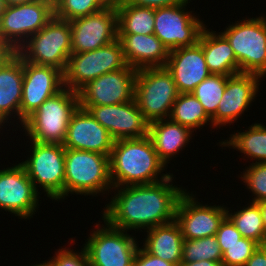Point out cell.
I'll list each match as a JSON object with an SVG mask.
<instances>
[{
  "label": "cell",
  "instance_id": "ba28073f",
  "mask_svg": "<svg viewBox=\"0 0 266 266\" xmlns=\"http://www.w3.org/2000/svg\"><path fill=\"white\" fill-rule=\"evenodd\" d=\"M128 66L118 38L96 50L72 53L63 72L64 87L78 91L99 76Z\"/></svg>",
  "mask_w": 266,
  "mask_h": 266
},
{
  "label": "cell",
  "instance_id": "f35d334b",
  "mask_svg": "<svg viewBox=\"0 0 266 266\" xmlns=\"http://www.w3.org/2000/svg\"><path fill=\"white\" fill-rule=\"evenodd\" d=\"M189 0H123L124 3L145 6L149 8H161L167 6H174L182 3H188Z\"/></svg>",
  "mask_w": 266,
  "mask_h": 266
},
{
  "label": "cell",
  "instance_id": "ee69618b",
  "mask_svg": "<svg viewBox=\"0 0 266 266\" xmlns=\"http://www.w3.org/2000/svg\"><path fill=\"white\" fill-rule=\"evenodd\" d=\"M33 1L35 0H5L7 6L16 5V4H24V3H29Z\"/></svg>",
  "mask_w": 266,
  "mask_h": 266
},
{
  "label": "cell",
  "instance_id": "7a4b0ae2",
  "mask_svg": "<svg viewBox=\"0 0 266 266\" xmlns=\"http://www.w3.org/2000/svg\"><path fill=\"white\" fill-rule=\"evenodd\" d=\"M109 165L113 187L152 184L171 175L166 173L158 179L166 165L158 157L149 136L115 140Z\"/></svg>",
  "mask_w": 266,
  "mask_h": 266
},
{
  "label": "cell",
  "instance_id": "836d02e7",
  "mask_svg": "<svg viewBox=\"0 0 266 266\" xmlns=\"http://www.w3.org/2000/svg\"><path fill=\"white\" fill-rule=\"evenodd\" d=\"M224 266H244L259 244L251 239L241 237L233 245H219Z\"/></svg>",
  "mask_w": 266,
  "mask_h": 266
},
{
  "label": "cell",
  "instance_id": "2e32d148",
  "mask_svg": "<svg viewBox=\"0 0 266 266\" xmlns=\"http://www.w3.org/2000/svg\"><path fill=\"white\" fill-rule=\"evenodd\" d=\"M64 88L63 72L53 66L37 65L23 60L21 123L48 98Z\"/></svg>",
  "mask_w": 266,
  "mask_h": 266
},
{
  "label": "cell",
  "instance_id": "4dcf8cb0",
  "mask_svg": "<svg viewBox=\"0 0 266 266\" xmlns=\"http://www.w3.org/2000/svg\"><path fill=\"white\" fill-rule=\"evenodd\" d=\"M228 77L211 74L196 86L192 92L203 105L205 112L210 118L216 113L219 102L224 94Z\"/></svg>",
  "mask_w": 266,
  "mask_h": 266
},
{
  "label": "cell",
  "instance_id": "7402d4cb",
  "mask_svg": "<svg viewBox=\"0 0 266 266\" xmlns=\"http://www.w3.org/2000/svg\"><path fill=\"white\" fill-rule=\"evenodd\" d=\"M125 60L134 69L165 67L169 50L155 34H118Z\"/></svg>",
  "mask_w": 266,
  "mask_h": 266
},
{
  "label": "cell",
  "instance_id": "83f0119b",
  "mask_svg": "<svg viewBox=\"0 0 266 266\" xmlns=\"http://www.w3.org/2000/svg\"><path fill=\"white\" fill-rule=\"evenodd\" d=\"M249 130L238 132L229 137V141L221 142L224 147L232 146L240 152L256 160L255 163L266 162V126L260 123L251 125Z\"/></svg>",
  "mask_w": 266,
  "mask_h": 266
},
{
  "label": "cell",
  "instance_id": "c3c4849f",
  "mask_svg": "<svg viewBox=\"0 0 266 266\" xmlns=\"http://www.w3.org/2000/svg\"><path fill=\"white\" fill-rule=\"evenodd\" d=\"M47 1H50V2H52L53 4H55V2H56L57 0H47Z\"/></svg>",
  "mask_w": 266,
  "mask_h": 266
},
{
  "label": "cell",
  "instance_id": "8d00e7d4",
  "mask_svg": "<svg viewBox=\"0 0 266 266\" xmlns=\"http://www.w3.org/2000/svg\"><path fill=\"white\" fill-rule=\"evenodd\" d=\"M219 245H233L242 237L232 221L226 216L215 234Z\"/></svg>",
  "mask_w": 266,
  "mask_h": 266
},
{
  "label": "cell",
  "instance_id": "d6986e66",
  "mask_svg": "<svg viewBox=\"0 0 266 266\" xmlns=\"http://www.w3.org/2000/svg\"><path fill=\"white\" fill-rule=\"evenodd\" d=\"M261 76L238 73L227 78L226 88L216 113L211 117L212 127L224 126L236 121L247 111L256 97Z\"/></svg>",
  "mask_w": 266,
  "mask_h": 266
},
{
  "label": "cell",
  "instance_id": "9c48e42d",
  "mask_svg": "<svg viewBox=\"0 0 266 266\" xmlns=\"http://www.w3.org/2000/svg\"><path fill=\"white\" fill-rule=\"evenodd\" d=\"M31 141L32 156L21 164L24 166L33 186L43 187L47 197L53 200L64 199L65 148L59 143ZM39 184V186H37Z\"/></svg>",
  "mask_w": 266,
  "mask_h": 266
},
{
  "label": "cell",
  "instance_id": "d6a6232c",
  "mask_svg": "<svg viewBox=\"0 0 266 266\" xmlns=\"http://www.w3.org/2000/svg\"><path fill=\"white\" fill-rule=\"evenodd\" d=\"M111 4L109 0H57L54 4V16L71 21L98 12Z\"/></svg>",
  "mask_w": 266,
  "mask_h": 266
},
{
  "label": "cell",
  "instance_id": "d4e9b609",
  "mask_svg": "<svg viewBox=\"0 0 266 266\" xmlns=\"http://www.w3.org/2000/svg\"><path fill=\"white\" fill-rule=\"evenodd\" d=\"M146 237L143 249L147 253L180 266L184 238L175 220L148 229Z\"/></svg>",
  "mask_w": 266,
  "mask_h": 266
},
{
  "label": "cell",
  "instance_id": "8992f818",
  "mask_svg": "<svg viewBox=\"0 0 266 266\" xmlns=\"http://www.w3.org/2000/svg\"><path fill=\"white\" fill-rule=\"evenodd\" d=\"M71 41L70 22L54 16L25 41L17 54L26 62L53 66L64 72L72 54Z\"/></svg>",
  "mask_w": 266,
  "mask_h": 266
},
{
  "label": "cell",
  "instance_id": "277c9868",
  "mask_svg": "<svg viewBox=\"0 0 266 266\" xmlns=\"http://www.w3.org/2000/svg\"><path fill=\"white\" fill-rule=\"evenodd\" d=\"M108 189H113L109 156L65 148L64 198L69 193L93 196Z\"/></svg>",
  "mask_w": 266,
  "mask_h": 266
},
{
  "label": "cell",
  "instance_id": "d590c367",
  "mask_svg": "<svg viewBox=\"0 0 266 266\" xmlns=\"http://www.w3.org/2000/svg\"><path fill=\"white\" fill-rule=\"evenodd\" d=\"M83 250V251H82ZM75 253L66 248L59 249L53 259L45 261L46 266H90L85 248Z\"/></svg>",
  "mask_w": 266,
  "mask_h": 266
},
{
  "label": "cell",
  "instance_id": "8fae6325",
  "mask_svg": "<svg viewBox=\"0 0 266 266\" xmlns=\"http://www.w3.org/2000/svg\"><path fill=\"white\" fill-rule=\"evenodd\" d=\"M104 223L106 226L103 228L96 224L97 230L91 233L84 246L89 265L133 266L139 248L134 236L131 237L125 230L114 228L105 221Z\"/></svg>",
  "mask_w": 266,
  "mask_h": 266
},
{
  "label": "cell",
  "instance_id": "7dc6e473",
  "mask_svg": "<svg viewBox=\"0 0 266 266\" xmlns=\"http://www.w3.org/2000/svg\"><path fill=\"white\" fill-rule=\"evenodd\" d=\"M33 266H46V265H45V262H43V263L36 264V265H33Z\"/></svg>",
  "mask_w": 266,
  "mask_h": 266
},
{
  "label": "cell",
  "instance_id": "484cf974",
  "mask_svg": "<svg viewBox=\"0 0 266 266\" xmlns=\"http://www.w3.org/2000/svg\"><path fill=\"white\" fill-rule=\"evenodd\" d=\"M165 121V122H164ZM192 131L170 118L149 123L148 136L150 137L158 157L167 165L170 158L179 153L192 138Z\"/></svg>",
  "mask_w": 266,
  "mask_h": 266
},
{
  "label": "cell",
  "instance_id": "52a82bcc",
  "mask_svg": "<svg viewBox=\"0 0 266 266\" xmlns=\"http://www.w3.org/2000/svg\"><path fill=\"white\" fill-rule=\"evenodd\" d=\"M244 20V21H243ZM236 56L240 73L266 75V17L242 19L221 32Z\"/></svg>",
  "mask_w": 266,
  "mask_h": 266
},
{
  "label": "cell",
  "instance_id": "4fadbf2b",
  "mask_svg": "<svg viewBox=\"0 0 266 266\" xmlns=\"http://www.w3.org/2000/svg\"><path fill=\"white\" fill-rule=\"evenodd\" d=\"M69 22L71 26L72 53L96 50L115 41L118 37L115 4Z\"/></svg>",
  "mask_w": 266,
  "mask_h": 266
},
{
  "label": "cell",
  "instance_id": "9a60e30c",
  "mask_svg": "<svg viewBox=\"0 0 266 266\" xmlns=\"http://www.w3.org/2000/svg\"><path fill=\"white\" fill-rule=\"evenodd\" d=\"M106 129L114 140L148 136L149 122L135 99L115 105H79Z\"/></svg>",
  "mask_w": 266,
  "mask_h": 266
},
{
  "label": "cell",
  "instance_id": "ffe728a7",
  "mask_svg": "<svg viewBox=\"0 0 266 266\" xmlns=\"http://www.w3.org/2000/svg\"><path fill=\"white\" fill-rule=\"evenodd\" d=\"M114 141L109 131L79 106L71 117L63 147L110 156Z\"/></svg>",
  "mask_w": 266,
  "mask_h": 266
},
{
  "label": "cell",
  "instance_id": "f1b7e54d",
  "mask_svg": "<svg viewBox=\"0 0 266 266\" xmlns=\"http://www.w3.org/2000/svg\"><path fill=\"white\" fill-rule=\"evenodd\" d=\"M172 121L187 127L192 132L207 122L212 124L211 118L205 112L203 105L193 93H179L169 117ZM194 129V130H193Z\"/></svg>",
  "mask_w": 266,
  "mask_h": 266
},
{
  "label": "cell",
  "instance_id": "cb8c5ba5",
  "mask_svg": "<svg viewBox=\"0 0 266 266\" xmlns=\"http://www.w3.org/2000/svg\"><path fill=\"white\" fill-rule=\"evenodd\" d=\"M202 30L198 42L201 44L207 68L211 74L232 76L240 73L234 51L227 38L219 32Z\"/></svg>",
  "mask_w": 266,
  "mask_h": 266
},
{
  "label": "cell",
  "instance_id": "7c38bea8",
  "mask_svg": "<svg viewBox=\"0 0 266 266\" xmlns=\"http://www.w3.org/2000/svg\"><path fill=\"white\" fill-rule=\"evenodd\" d=\"M186 4L154 9V34L169 51L196 44L205 27L192 11L185 12Z\"/></svg>",
  "mask_w": 266,
  "mask_h": 266
},
{
  "label": "cell",
  "instance_id": "bcb514c9",
  "mask_svg": "<svg viewBox=\"0 0 266 266\" xmlns=\"http://www.w3.org/2000/svg\"><path fill=\"white\" fill-rule=\"evenodd\" d=\"M112 4H116V3H118V2H121V1H123V0H109Z\"/></svg>",
  "mask_w": 266,
  "mask_h": 266
},
{
  "label": "cell",
  "instance_id": "30bf717a",
  "mask_svg": "<svg viewBox=\"0 0 266 266\" xmlns=\"http://www.w3.org/2000/svg\"><path fill=\"white\" fill-rule=\"evenodd\" d=\"M54 17V4L47 0L10 5L0 17V37L18 49Z\"/></svg>",
  "mask_w": 266,
  "mask_h": 266
},
{
  "label": "cell",
  "instance_id": "44dd1931",
  "mask_svg": "<svg viewBox=\"0 0 266 266\" xmlns=\"http://www.w3.org/2000/svg\"><path fill=\"white\" fill-rule=\"evenodd\" d=\"M165 68L172 75L179 93H192L211 75L199 42L170 50Z\"/></svg>",
  "mask_w": 266,
  "mask_h": 266
},
{
  "label": "cell",
  "instance_id": "e575fe53",
  "mask_svg": "<svg viewBox=\"0 0 266 266\" xmlns=\"http://www.w3.org/2000/svg\"><path fill=\"white\" fill-rule=\"evenodd\" d=\"M241 178L247 188L256 196L252 199L253 203L266 200V162L251 163Z\"/></svg>",
  "mask_w": 266,
  "mask_h": 266
},
{
  "label": "cell",
  "instance_id": "7bdbcfd3",
  "mask_svg": "<svg viewBox=\"0 0 266 266\" xmlns=\"http://www.w3.org/2000/svg\"><path fill=\"white\" fill-rule=\"evenodd\" d=\"M261 211V215H262V221L264 224V229H265V234H266V200L261 201V202H257L256 203Z\"/></svg>",
  "mask_w": 266,
  "mask_h": 266
},
{
  "label": "cell",
  "instance_id": "e0dca14e",
  "mask_svg": "<svg viewBox=\"0 0 266 266\" xmlns=\"http://www.w3.org/2000/svg\"><path fill=\"white\" fill-rule=\"evenodd\" d=\"M38 193L24 166L0 170V208L24 219L33 217L38 207Z\"/></svg>",
  "mask_w": 266,
  "mask_h": 266
},
{
  "label": "cell",
  "instance_id": "5b68a950",
  "mask_svg": "<svg viewBox=\"0 0 266 266\" xmlns=\"http://www.w3.org/2000/svg\"><path fill=\"white\" fill-rule=\"evenodd\" d=\"M178 95L173 77L165 67L137 70L134 99L149 123L169 118Z\"/></svg>",
  "mask_w": 266,
  "mask_h": 266
},
{
  "label": "cell",
  "instance_id": "74e56055",
  "mask_svg": "<svg viewBox=\"0 0 266 266\" xmlns=\"http://www.w3.org/2000/svg\"><path fill=\"white\" fill-rule=\"evenodd\" d=\"M133 266H176L168 261L147 253L142 247L138 248L133 260Z\"/></svg>",
  "mask_w": 266,
  "mask_h": 266
},
{
  "label": "cell",
  "instance_id": "b9f144b4",
  "mask_svg": "<svg viewBox=\"0 0 266 266\" xmlns=\"http://www.w3.org/2000/svg\"><path fill=\"white\" fill-rule=\"evenodd\" d=\"M180 266H224L222 262L201 260L194 262H181Z\"/></svg>",
  "mask_w": 266,
  "mask_h": 266
},
{
  "label": "cell",
  "instance_id": "603a6c76",
  "mask_svg": "<svg viewBox=\"0 0 266 266\" xmlns=\"http://www.w3.org/2000/svg\"><path fill=\"white\" fill-rule=\"evenodd\" d=\"M23 59L16 54L0 65V126L13 113L21 122ZM6 120V121H5ZM0 127V128H1Z\"/></svg>",
  "mask_w": 266,
  "mask_h": 266
},
{
  "label": "cell",
  "instance_id": "1f68e13d",
  "mask_svg": "<svg viewBox=\"0 0 266 266\" xmlns=\"http://www.w3.org/2000/svg\"><path fill=\"white\" fill-rule=\"evenodd\" d=\"M201 260L222 262V252L215 235L200 239H184L182 262Z\"/></svg>",
  "mask_w": 266,
  "mask_h": 266
},
{
  "label": "cell",
  "instance_id": "ac0fdd59",
  "mask_svg": "<svg viewBox=\"0 0 266 266\" xmlns=\"http://www.w3.org/2000/svg\"><path fill=\"white\" fill-rule=\"evenodd\" d=\"M185 192L179 199L175 221L178 223L184 239H200L214 236L220 223L226 217L227 207L201 205Z\"/></svg>",
  "mask_w": 266,
  "mask_h": 266
},
{
  "label": "cell",
  "instance_id": "5bb4252c",
  "mask_svg": "<svg viewBox=\"0 0 266 266\" xmlns=\"http://www.w3.org/2000/svg\"><path fill=\"white\" fill-rule=\"evenodd\" d=\"M137 69L127 66L87 82L77 93L79 105H115L134 99Z\"/></svg>",
  "mask_w": 266,
  "mask_h": 266
},
{
  "label": "cell",
  "instance_id": "6da1fadb",
  "mask_svg": "<svg viewBox=\"0 0 266 266\" xmlns=\"http://www.w3.org/2000/svg\"><path fill=\"white\" fill-rule=\"evenodd\" d=\"M172 178L170 175L152 184L113 187L118 192L104 209L103 221L125 231L148 230L174 221L179 199L186 190L170 184Z\"/></svg>",
  "mask_w": 266,
  "mask_h": 266
},
{
  "label": "cell",
  "instance_id": "ab89813d",
  "mask_svg": "<svg viewBox=\"0 0 266 266\" xmlns=\"http://www.w3.org/2000/svg\"><path fill=\"white\" fill-rule=\"evenodd\" d=\"M244 266H266V245H259Z\"/></svg>",
  "mask_w": 266,
  "mask_h": 266
},
{
  "label": "cell",
  "instance_id": "f546056e",
  "mask_svg": "<svg viewBox=\"0 0 266 266\" xmlns=\"http://www.w3.org/2000/svg\"><path fill=\"white\" fill-rule=\"evenodd\" d=\"M226 216L232 221L242 237L251 239L259 245H266L262 215L256 203L251 202L248 207H244L234 214L229 213L227 209Z\"/></svg>",
  "mask_w": 266,
  "mask_h": 266
},
{
  "label": "cell",
  "instance_id": "3957f363",
  "mask_svg": "<svg viewBox=\"0 0 266 266\" xmlns=\"http://www.w3.org/2000/svg\"><path fill=\"white\" fill-rule=\"evenodd\" d=\"M78 107V93L64 87L46 99L22 127L32 141L63 144L71 117Z\"/></svg>",
  "mask_w": 266,
  "mask_h": 266
},
{
  "label": "cell",
  "instance_id": "4316f807",
  "mask_svg": "<svg viewBox=\"0 0 266 266\" xmlns=\"http://www.w3.org/2000/svg\"><path fill=\"white\" fill-rule=\"evenodd\" d=\"M118 34H154V8L123 1L115 4Z\"/></svg>",
  "mask_w": 266,
  "mask_h": 266
},
{
  "label": "cell",
  "instance_id": "f6af8a7d",
  "mask_svg": "<svg viewBox=\"0 0 266 266\" xmlns=\"http://www.w3.org/2000/svg\"><path fill=\"white\" fill-rule=\"evenodd\" d=\"M6 7H7V4H6L5 0H0V17L5 12Z\"/></svg>",
  "mask_w": 266,
  "mask_h": 266
},
{
  "label": "cell",
  "instance_id": "60d3db41",
  "mask_svg": "<svg viewBox=\"0 0 266 266\" xmlns=\"http://www.w3.org/2000/svg\"><path fill=\"white\" fill-rule=\"evenodd\" d=\"M16 54V49L6 39L0 37V65L8 62Z\"/></svg>",
  "mask_w": 266,
  "mask_h": 266
}]
</instances>
